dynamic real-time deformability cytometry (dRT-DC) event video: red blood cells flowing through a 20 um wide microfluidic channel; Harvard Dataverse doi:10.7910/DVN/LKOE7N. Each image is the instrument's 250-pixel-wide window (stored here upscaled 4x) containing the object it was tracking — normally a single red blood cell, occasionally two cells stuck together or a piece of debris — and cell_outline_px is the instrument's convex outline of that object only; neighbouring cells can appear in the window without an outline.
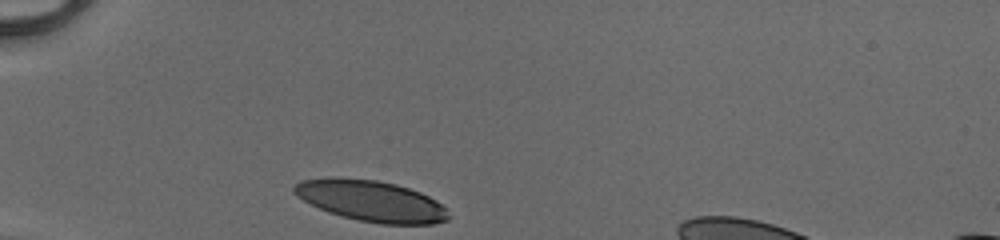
{"species": "human", "species_latin": "Homo sapiens", "temperature_condition": "cold", "stored_images_in_passage": 28, "camera_frame_rate_fps": 3000, "um_per_image_px": 0.085, "donor": {"sex": "male"}, "frame": {"image": 1, "passage_image": 1, "time_ms": 0.0, "image_size_px": [1000, 240], "cell_outline_px": [[448, 220], [432, 224], [380, 224], [360, 220], [328, 212], [296, 196], [292, 192], [292, 188], [300, 180], [328, 176], [376, 180], [396, 184], [420, 192], [436, 200], [444, 208], [448, 216]], "centroid_in_image_um": [31.5, 17.06], "position_along_channel_um": 53.5, "area_um2": 36.76}}
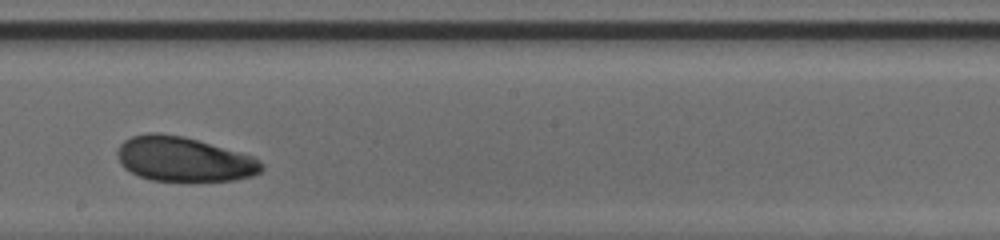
{"frame": {"image": 2, "passage_image": 16, "time_ms": 5.0, "image_size_px": [1000, 240], "cell_outline_px": [[264, 168], [260, 172], [252, 176], [232, 180], [192, 184], [184, 184], [152, 180], [140, 176], [124, 168], [120, 164], [116, 156], [116, 152], [120, 144], [124, 140], [132, 136], [148, 132], [160, 132], [184, 136], [252, 156]], "centroid_in_image_um": [15.57, 13.57], "position_along_channel_um": 232.6, "area_um2": 38.44}}
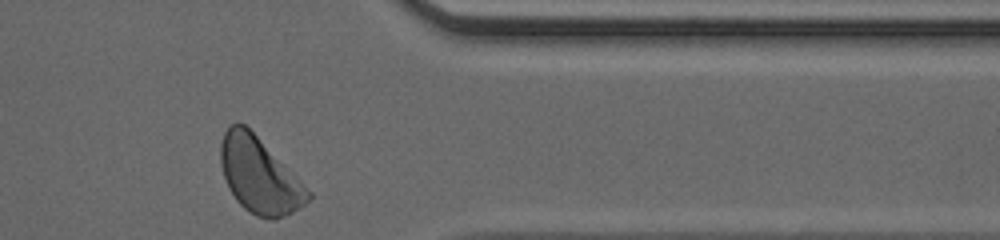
{"frame": {"image": 3, "passage_image": 28, "time_ms": 9.0, "image_size_px": [1000, 240], "cell_outline_px": [[312, 196], [304, 204], [292, 212], [276, 220], [272, 220], [256, 216], [244, 208], [236, 200], [228, 188], [220, 164], [220, 144], [224, 132], [232, 124], [244, 124], [312, 192]], "centroid_in_image_um": [22.03, 14.95], "position_along_channel_um": 389.4, "area_um2": 37.92}, "authors_computed_cell_mechanics": {"area_um2": 37.8012, "velocity_mm_per_s": 4.0926, "shape_relaxation_time_tau1_ms": 2.5099, "shape_relaxation_time_tau2_ms": 6.3747, "deformation_change_tau1": 0.1163, "deformation_change_tau2": 0.1297}}